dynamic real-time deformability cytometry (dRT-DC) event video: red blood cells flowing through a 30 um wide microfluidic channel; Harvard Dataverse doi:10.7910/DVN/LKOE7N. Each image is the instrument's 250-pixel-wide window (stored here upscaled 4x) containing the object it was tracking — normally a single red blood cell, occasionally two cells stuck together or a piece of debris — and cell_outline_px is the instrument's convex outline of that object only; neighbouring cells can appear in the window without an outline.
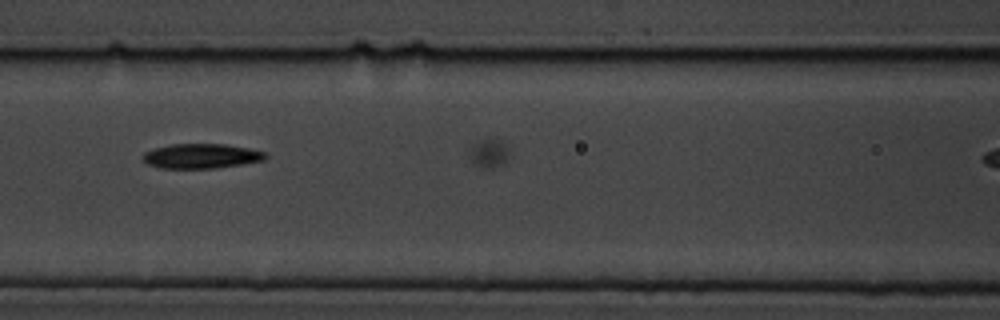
{"species": "common noctule bat (a hibernating species)", "species_latin": "Nyctalus noctula", "temperature_condition": "cold", "stored_images_in_passage": 20, "camera_frame_rate_fps": 3000, "um_per_image_px": 0.085, "animal": {"sex": "male", "body_mass_g": 19.5, "forearm_length_mm": 54.6}, "frame": {"image": 1, "passage_image": 15, "time_ms": 16.667, "image_size_px": [1000, 320], "cell_outline_px": [[268, 156], [264, 160], [244, 164], [216, 168], [160, 168], [148, 164], [140, 156], [144, 152], [152, 148], [172, 144], [228, 144], [248, 148], [264, 152]], "centroid_in_image_um": [17.09, 13.26], "position_along_channel_um": 149.5, "area_um2": 17.8}}
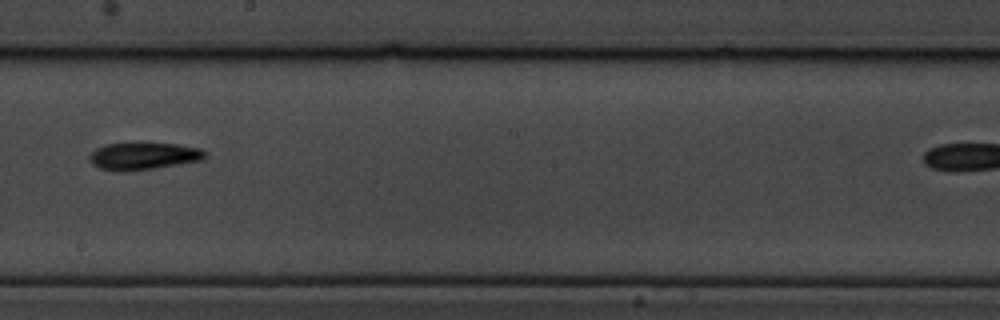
{"frame": {"image": 2, "passage_image": 17, "time_ms": 19.0, "image_size_px": [1000, 320], "cell_outline_px": [[204, 160], [156, 168], [120, 172], [100, 168], [92, 164], [88, 156], [96, 148], [108, 144], [144, 140], [176, 144], [200, 148], [204, 152]], "centroid_in_image_um": [12.18, 13.23], "position_along_channel_um": 236.0, "area_um2": 19.02}}